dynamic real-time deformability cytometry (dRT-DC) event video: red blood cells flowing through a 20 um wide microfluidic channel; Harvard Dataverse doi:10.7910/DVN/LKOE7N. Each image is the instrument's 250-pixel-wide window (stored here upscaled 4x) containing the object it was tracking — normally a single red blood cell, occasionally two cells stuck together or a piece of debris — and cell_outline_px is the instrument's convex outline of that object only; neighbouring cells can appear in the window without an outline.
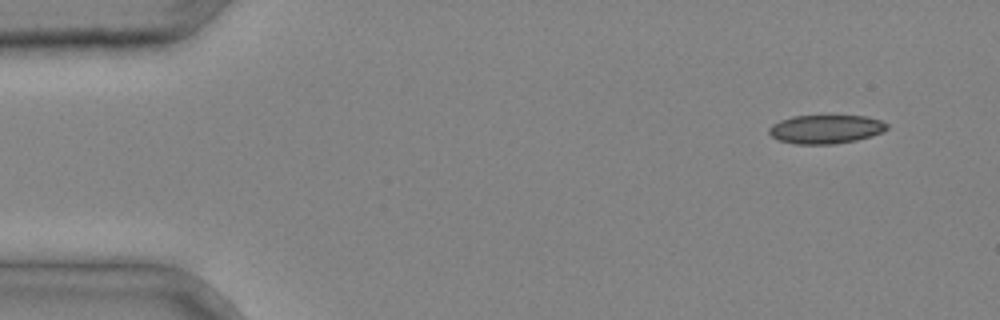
{"species": "common noctule bat (a hibernating species)", "species_latin": "Nyctalus noctula", "temperature_condition": "cold", "stored_images_in_passage": 3, "camera_frame_rate_fps": 3000, "um_per_image_px": 0.085, "animal": {"sex": "male", "body_mass_g": 20.4}, "frame": {"image": 1, "passage_image": 1, "time_ms": 0.0, "image_size_px": [1000, 320], "cell_outline_px": [[888, 128], [884, 132], [872, 136], [856, 140], [836, 144], [796, 144], [780, 140], [772, 136], [768, 132], [768, 128], [772, 124], [780, 120], [792, 116], [864, 116], [880, 120], [888, 124]], "centroid_in_image_um": [70.2, 10.98], "position_along_channel_um": 14.8, "area_um2": 19.77}}
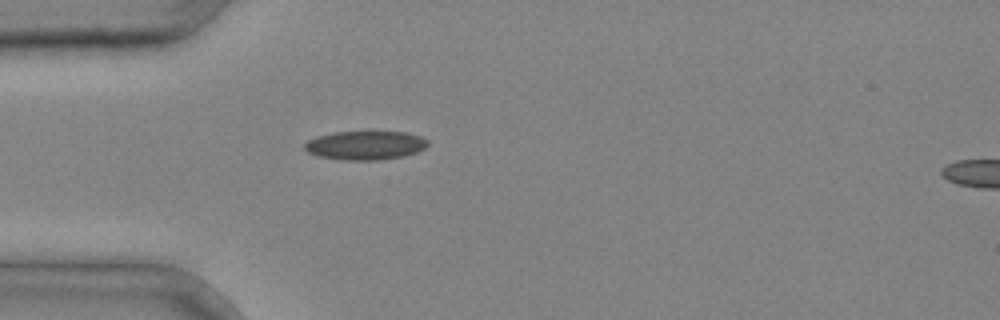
{"frame": {"image": 2, "passage_image": 3, "time_ms": 0.667, "image_size_px": [1000, 320], "cell_outline_px": [[428, 144], [424, 148], [416, 152], [404, 156], [380, 160], [340, 160], [316, 156], [308, 152], [304, 148], [304, 144], [308, 140], [316, 136], [332, 132], [404, 132], [420, 136], [428, 140]], "centroid_in_image_um": [31.01, 12.36], "position_along_channel_um": 54.0, "area_um2": 20.81}}